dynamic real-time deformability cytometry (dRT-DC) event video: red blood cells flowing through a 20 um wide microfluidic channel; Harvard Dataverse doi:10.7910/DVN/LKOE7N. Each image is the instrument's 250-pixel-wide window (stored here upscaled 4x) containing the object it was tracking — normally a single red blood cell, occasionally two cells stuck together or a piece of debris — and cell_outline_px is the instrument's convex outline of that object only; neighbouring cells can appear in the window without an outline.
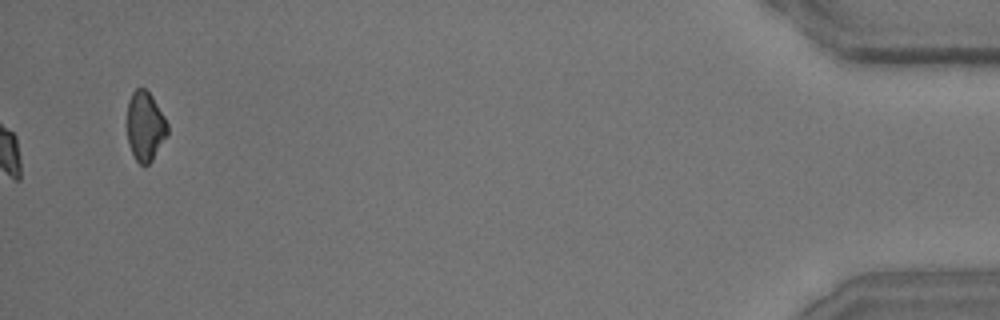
{"species": "common noctule bat (a hibernating species)", "species_latin": "Nyctalus noctula", "temperature_condition": "room temperature", "stored_images_in_passage": 55, "camera_frame_rate_fps": 3000, "um_per_image_px": 0.085, "animal": {"sex": "male", "body_mass_g": 15.6}, "frame": {"image": 1, "passage_image": 55, "time_ms": 18.0, "image_size_px": [1000, 320], "cell_outline_px": [[168, 132], [152, 160], [148, 164], [140, 164], [136, 160], [128, 144], [128, 100], [132, 92], [136, 88], [144, 88], [152, 96], [164, 116], [168, 124]], "centroid_in_image_um": [12.33, 10.71], "position_along_channel_um": 422.9, "area_um2": 16.07}, "authors_computed_cell_mechanics": {"area_um2": 20.5768, "velocity_mm_per_s": 3.6585, "shape_relaxation_time_tau1_ms": 6.2234, "shape_relaxation_time_tau2_ms": 3.6526, "deformation_change_tau1": 0.182, "deformation_change_tau2": 0.1111}}